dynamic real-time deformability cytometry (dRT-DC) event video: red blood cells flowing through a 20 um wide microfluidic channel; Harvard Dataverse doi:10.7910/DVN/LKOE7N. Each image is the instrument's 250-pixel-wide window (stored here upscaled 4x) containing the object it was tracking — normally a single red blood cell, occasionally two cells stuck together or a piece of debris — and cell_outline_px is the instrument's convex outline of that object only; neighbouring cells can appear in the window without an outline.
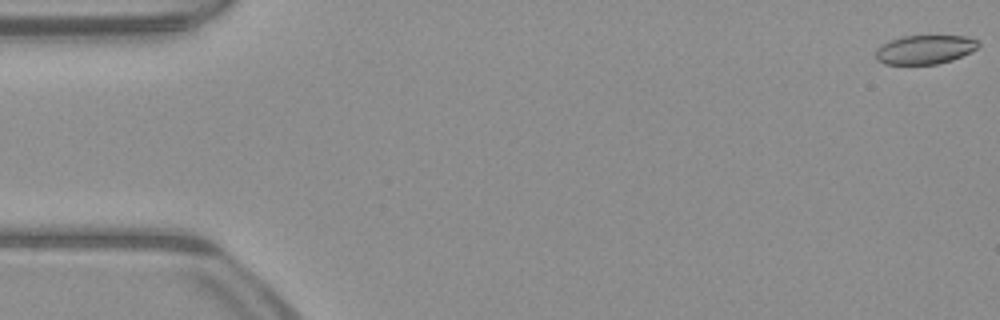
{"species": "common noctule bat (a hibernating species)", "species_latin": "Nyctalus noctula", "temperature_condition": "warm", "stored_images_in_passage": 53, "segment_of_instrument_passage": [1, 2], "camera_frame_rate_fps": 3000, "um_per_image_px": 0.085, "animal": {"sex": "male", "body_mass_g": 23.1, "forearm_length_mm": 52.7}, "frame": {"image": 1, "passage_image": 1, "time_ms": 0.0, "image_size_px": [1000, 320], "cell_outline_px": [[980, 44], [976, 48], [952, 60], [936, 64], [884, 64], [876, 60], [876, 48], [892, 40], [904, 36], [964, 36], [976, 40]], "centroid_in_image_um": [78.58, 4.22], "position_along_channel_um": 6.4, "area_um2": 16.99}}
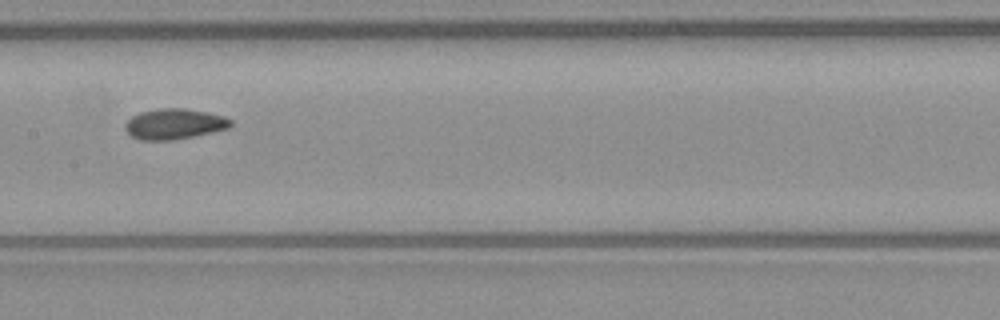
{"frame": {"image": 2, "passage_image": 26, "time_ms": 8.333, "image_size_px": [1000, 320], "cell_outline_px": [[232, 124], [228, 128], [192, 136], [172, 140], [140, 140], [132, 136], [124, 128], [124, 124], [132, 116], [140, 112], [160, 108], [184, 108], [208, 112], [224, 116], [232, 120]], "centroid_in_image_um": [14.8, 10.52], "position_along_channel_um": 192.6, "area_um2": 18.67}}
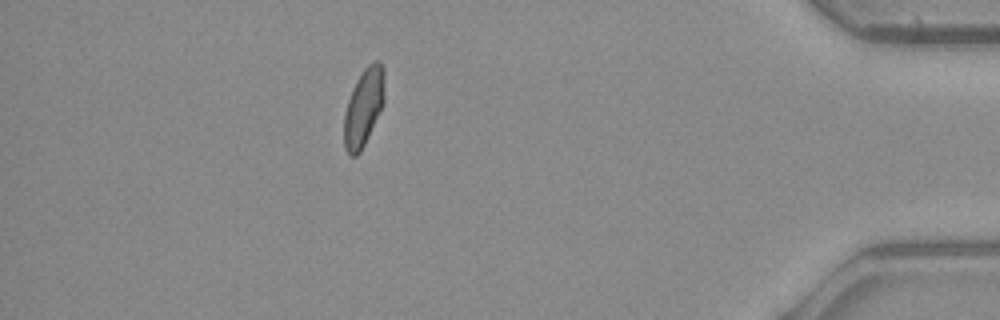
{"frame": {"image": 3, "passage_image": 46, "time_ms": 15.0, "image_size_px": [1000, 320], "cell_outline_px": [[384, 104], [360, 152], [356, 156], [352, 156], [344, 148], [344, 112], [352, 88], [356, 80], [364, 68], [368, 64], [376, 60], [380, 60], [384, 68]], "centroid_in_image_um": [30.91, 9.08], "position_along_channel_um": 404.3, "area_um2": 18.38}}